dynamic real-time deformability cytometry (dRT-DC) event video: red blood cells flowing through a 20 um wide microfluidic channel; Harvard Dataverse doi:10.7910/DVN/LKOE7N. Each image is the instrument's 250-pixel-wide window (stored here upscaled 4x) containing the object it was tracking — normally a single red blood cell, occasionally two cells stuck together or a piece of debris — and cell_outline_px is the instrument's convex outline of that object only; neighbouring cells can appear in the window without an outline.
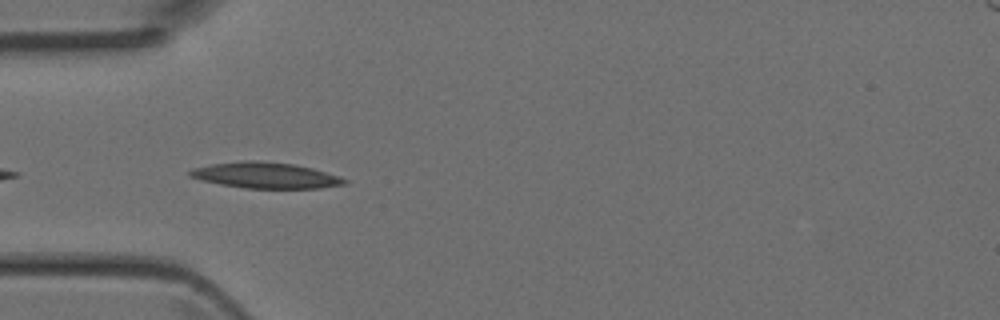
{"species": "Egyptian fruit bat (a non-hibernating species)", "species_latin": "Rousettus aegyptiacus", "temperature_condition": "room temperature", "stored_images_in_passage": 3, "camera_frame_rate_fps": 3000, "um_per_image_px": 0.085, "animal": {"sex": "female"}, "frame": {"image": 1, "passage_image": 3, "time_ms": 0.667, "image_size_px": [1000, 320], "cell_outline_px": [[348, 180], [344, 184], [320, 188], [244, 188], [220, 184], [200, 180], [188, 176], [188, 172], [192, 168], [212, 164], [244, 160], [256, 160], [292, 164], [312, 168], [340, 176]], "centroid_in_image_um": [22.54, 14.9], "position_along_channel_um": 62.5, "area_um2": 23.29}}